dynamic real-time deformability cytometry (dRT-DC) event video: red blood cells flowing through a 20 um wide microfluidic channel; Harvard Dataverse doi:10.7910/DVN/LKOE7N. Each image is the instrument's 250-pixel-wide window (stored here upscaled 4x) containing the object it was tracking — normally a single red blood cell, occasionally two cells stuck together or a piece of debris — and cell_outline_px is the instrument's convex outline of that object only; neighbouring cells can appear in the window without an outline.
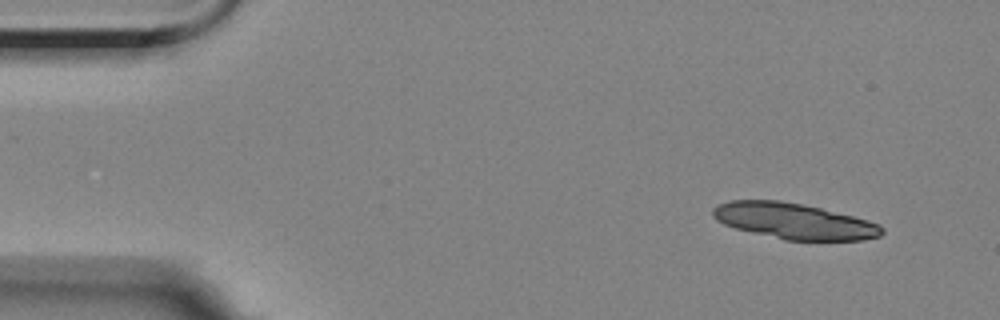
{"species": "Egyptian fruit bat (a non-hibernating species)", "species_latin": "Rousettus aegyptiacus", "temperature_condition": "room temperature", "stored_images_in_passage": 12, "camera_frame_rate_fps": 3000, "um_per_image_px": 0.085, "animal": {"sex": "female"}, "frame": {"image": 1, "passage_image": 1, "time_ms": 0.0, "image_size_px": [1000, 320], "cell_outline_px": [[884, 232], [880, 236], [864, 240], [784, 240], [736, 228], [724, 224], [716, 220], [712, 216], [712, 208], [716, 204], [728, 200], [780, 200], [820, 208], [868, 220], [880, 224], [884, 228]], "centroid_in_image_um": [67.47, 18.79], "position_along_channel_um": 17.5, "area_um2": 35.32}}